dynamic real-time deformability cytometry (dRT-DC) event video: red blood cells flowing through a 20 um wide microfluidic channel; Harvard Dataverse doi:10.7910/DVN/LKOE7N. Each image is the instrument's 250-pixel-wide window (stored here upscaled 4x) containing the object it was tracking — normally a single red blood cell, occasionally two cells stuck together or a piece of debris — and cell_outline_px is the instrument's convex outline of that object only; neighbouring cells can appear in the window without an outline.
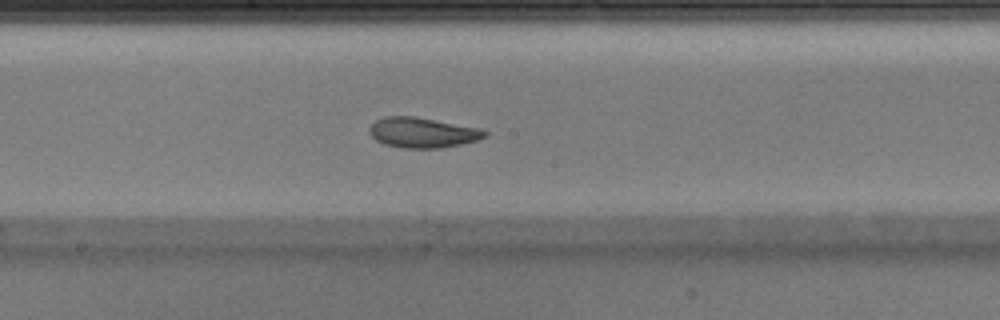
{"species": "Egyptian fruit bat (a non-hibernating species)", "species_latin": "Rousettus aegyptiacus", "temperature_condition": "warm", "stored_images_in_passage": 38, "camera_frame_rate_fps": 3000, "um_per_image_px": 0.085, "animal": {"sex": "male"}, "frame": {"image": 1, "passage_image": 17, "time_ms": 5.333, "image_size_px": [1000, 320], "cell_outline_px": [[488, 136], [476, 140], [460, 144], [440, 148], [400, 148], [384, 144], [376, 140], [368, 132], [368, 128], [376, 120], [384, 116], [412, 116], [480, 128], [488, 132]], "centroid_in_image_um": [35.89, 11.27], "position_along_channel_um": 212.3, "area_um2": 20.29}}